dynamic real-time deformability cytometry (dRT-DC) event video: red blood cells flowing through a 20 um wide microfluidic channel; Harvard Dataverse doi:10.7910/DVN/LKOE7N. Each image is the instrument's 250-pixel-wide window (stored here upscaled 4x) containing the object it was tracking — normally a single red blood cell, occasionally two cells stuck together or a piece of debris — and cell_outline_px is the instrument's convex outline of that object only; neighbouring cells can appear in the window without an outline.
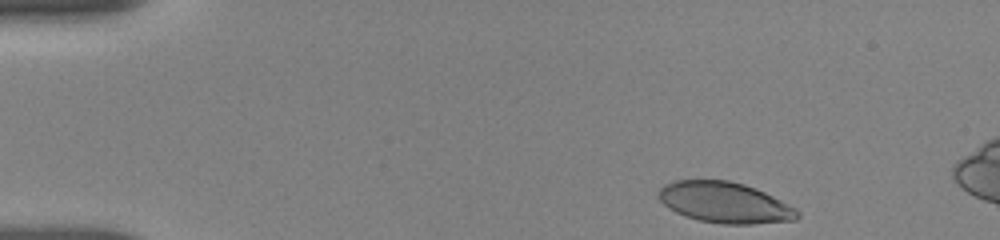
{"species": "human", "species_latin": "Homo sapiens", "temperature_condition": "room temperature", "stored_images_in_passage": 7, "camera_frame_rate_fps": 3000, "um_per_image_px": 0.085, "donor": {"sex": "female"}, "frame": {"image": 1, "passage_image": 1, "time_ms": 0.0, "image_size_px": [1000, 240], "cell_outline_px": [[800, 216], [796, 220], [752, 224], [724, 224], [700, 220], [684, 216], [668, 208], [656, 196], [656, 192], [664, 184], [672, 180], [728, 180], [744, 184], [756, 188], [796, 208], [800, 212]], "centroid_in_image_um": [61.58, 17.21], "position_along_channel_um": 23.4, "area_um2": 33.23}}